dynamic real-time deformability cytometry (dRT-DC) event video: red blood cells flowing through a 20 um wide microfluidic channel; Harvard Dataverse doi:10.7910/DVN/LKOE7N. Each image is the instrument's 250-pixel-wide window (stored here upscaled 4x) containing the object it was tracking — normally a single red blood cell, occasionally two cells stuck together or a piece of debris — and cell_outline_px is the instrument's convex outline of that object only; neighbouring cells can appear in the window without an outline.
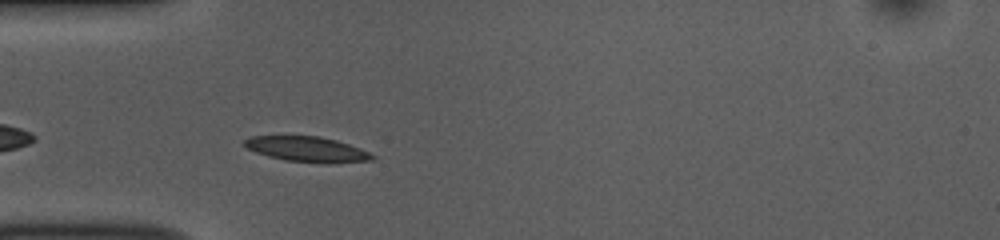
{"species": "common noctule bat (a hibernating species)", "species_latin": "Nyctalus noctula", "temperature_condition": "room temperature", "stored_images_in_passage": 42, "camera_frame_rate_fps": 3000, "um_per_image_px": 0.085, "animal": {"sex": "female", "body_mass_g": 10.0, "forearm_length_mm": 53.1}, "frame": {"image": 1, "passage_image": 4, "time_ms": 1.0, "image_size_px": [1000, 240], "cell_outline_px": [[376, 156], [372, 160], [284, 160], [268, 156], [256, 152], [248, 148], [244, 144], [244, 140], [252, 136], [320, 136], [336, 140], [360, 148]], "centroid_in_image_um": [26.0, 12.62], "position_along_channel_um": 59.0, "area_um2": 17.51}}
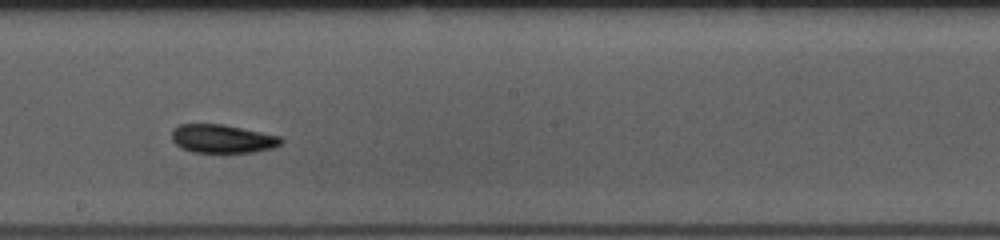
{"frame": {"image": 2, "passage_image": 18, "time_ms": 5.667, "image_size_px": [1000, 240], "cell_outline_px": [[284, 140], [280, 144], [272, 148], [252, 152], [192, 152], [180, 148], [172, 140], [172, 128], [180, 124], [224, 124], [280, 136]], "centroid_in_image_um": [18.87, 11.79], "position_along_channel_um": 229.3, "area_um2": 18.15}}
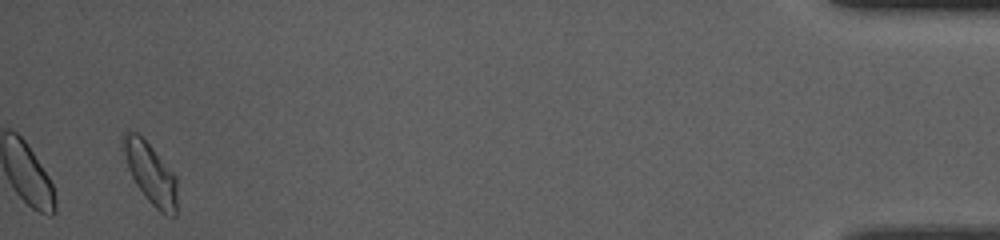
{"frame": {"image": 3, "passage_image": 40, "time_ms": 13.0, "image_size_px": [1000, 240], "cell_outline_px": [[176, 216], [168, 216], [160, 212], [148, 200], [136, 184], [128, 168], [120, 140], [120, 136], [124, 132], [136, 132], [152, 148], [176, 176]], "centroid_in_image_um": [12.77, 14.72], "position_along_channel_um": 422.4, "area_um2": 18.84}, "authors_computed_cell_mechanics": {"area_um2": 18.2359, "velocity_mm_per_s": 3.7123, "shape_relaxation_time_tau1_ms": 2.751, "shape_relaxation_time_tau2_ms": 3.2576, "deformation_change_tau1": 0.0924, "deformation_change_tau2": 0.0686}}